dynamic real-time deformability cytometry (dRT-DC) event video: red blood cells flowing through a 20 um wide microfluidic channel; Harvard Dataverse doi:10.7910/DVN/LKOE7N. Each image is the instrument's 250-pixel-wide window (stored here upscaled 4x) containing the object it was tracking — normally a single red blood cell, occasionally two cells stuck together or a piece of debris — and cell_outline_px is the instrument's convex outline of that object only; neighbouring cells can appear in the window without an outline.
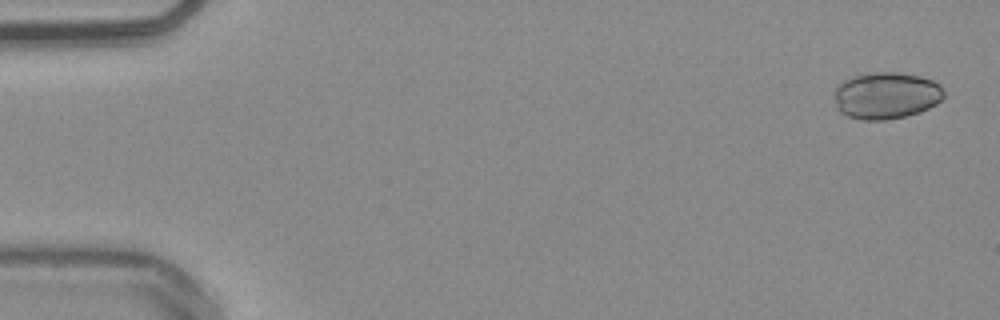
{"species": "common noctule bat (a hibernating species)", "species_latin": "Nyctalus noctula", "temperature_condition": "warm", "stored_images_in_passage": 53, "camera_frame_rate_fps": 3000, "um_per_image_px": 0.085, "animal": {"sex": "male", "body_mass_g": 20.4}, "frame": {"image": 1, "passage_image": 2, "time_ms": 0.333, "image_size_px": [1000, 320], "cell_outline_px": [[944, 96], [936, 104], [920, 112], [888, 120], [860, 120], [848, 116], [840, 112], [836, 104], [832, 92], [836, 84], [852, 76], [872, 72], [896, 72], [920, 76], [932, 80], [940, 84], [944, 92]], "centroid_in_image_um": [75.29, 8.11], "position_along_channel_um": 9.7, "area_um2": 30.29}}
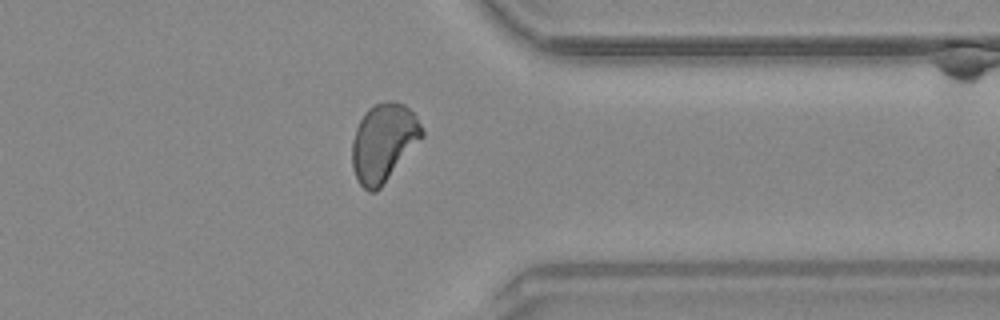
{"frame": {"image": 2, "passage_image": 42, "time_ms": 13.667, "image_size_px": [1000, 320], "cell_outline_px": [[424, 136], [380, 188], [376, 192], [368, 192], [360, 184], [352, 168], [352, 140], [356, 128], [364, 112], [368, 108], [376, 104], [388, 100], [392, 100], [404, 104], [416, 116], [424, 132]], "centroid_in_image_um": [32.59, 12.1], "position_along_channel_um": 378.8, "area_um2": 31.73}}
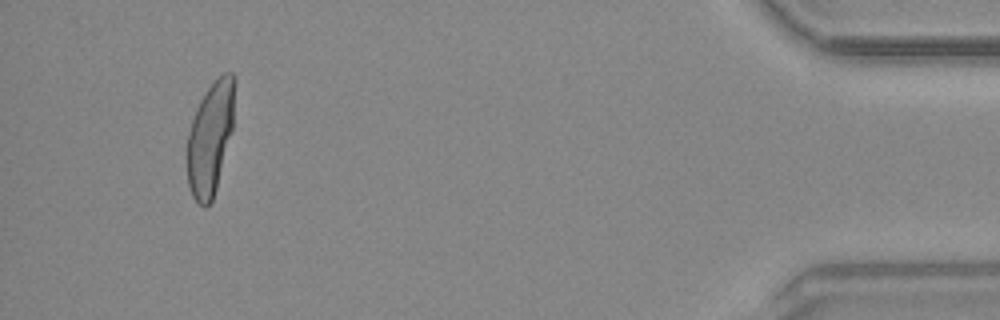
{"frame": {"image": 3, "passage_image": 50, "time_ms": 16.333, "image_size_px": [1000, 320], "cell_outline_px": [[236, 80], [232, 128], [216, 188], [212, 200], [204, 208], [192, 196], [188, 184], [188, 132], [196, 108], [200, 100], [208, 88], [224, 72], [232, 72]], "centroid_in_image_um": [17.88, 11.7], "position_along_channel_um": 417.3, "area_um2": 30.69}}